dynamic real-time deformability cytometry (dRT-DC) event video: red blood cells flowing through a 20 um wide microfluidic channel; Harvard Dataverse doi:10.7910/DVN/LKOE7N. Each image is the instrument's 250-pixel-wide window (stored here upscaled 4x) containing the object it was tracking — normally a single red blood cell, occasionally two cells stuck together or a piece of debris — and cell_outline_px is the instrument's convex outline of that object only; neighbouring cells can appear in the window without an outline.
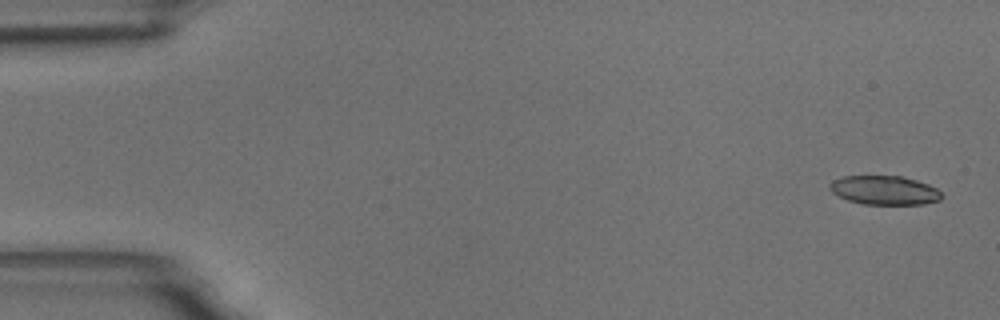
{"species": "common noctule bat (a hibernating species)", "species_latin": "Nyctalus noctula", "temperature_condition": "room temperature", "stored_images_in_passage": 5, "camera_frame_rate_fps": 3000, "um_per_image_px": 0.085, "animal": {"sex": "male", "body_mass_g": 18.8}, "frame": {"image": 1, "passage_image": 1, "time_ms": 0.0, "image_size_px": [1000, 320], "cell_outline_px": [[944, 196], [940, 200], [924, 204], [864, 204], [848, 200], [832, 192], [828, 188], [828, 184], [832, 180], [844, 176], [900, 176], [916, 180], [928, 184], [936, 188]], "centroid_in_image_um": [75.17, 16.17], "position_along_channel_um": 9.8, "area_um2": 18.9}}
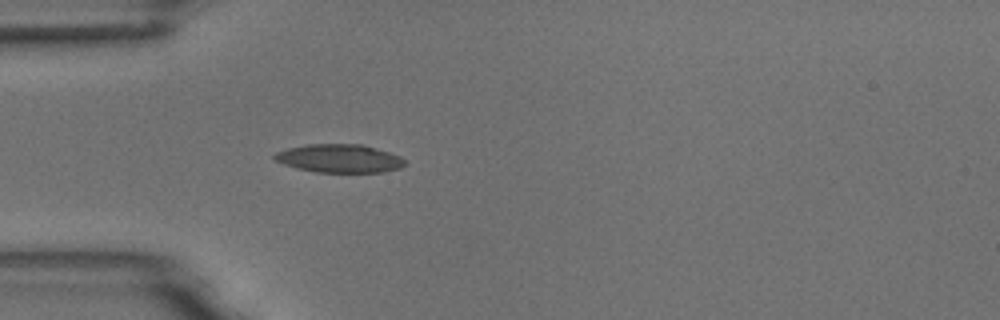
{"frame": {"image": 2, "passage_image": 5, "time_ms": 4.667, "image_size_px": [1000, 320], "cell_outline_px": [[408, 164], [400, 168], [384, 172], [316, 172], [296, 168], [284, 164], [276, 160], [272, 156], [276, 152], [288, 148], [308, 144], [360, 144], [376, 148], [400, 156]], "centroid_in_image_um": [28.86, 13.47], "position_along_channel_um": 56.1, "area_um2": 21.5}}